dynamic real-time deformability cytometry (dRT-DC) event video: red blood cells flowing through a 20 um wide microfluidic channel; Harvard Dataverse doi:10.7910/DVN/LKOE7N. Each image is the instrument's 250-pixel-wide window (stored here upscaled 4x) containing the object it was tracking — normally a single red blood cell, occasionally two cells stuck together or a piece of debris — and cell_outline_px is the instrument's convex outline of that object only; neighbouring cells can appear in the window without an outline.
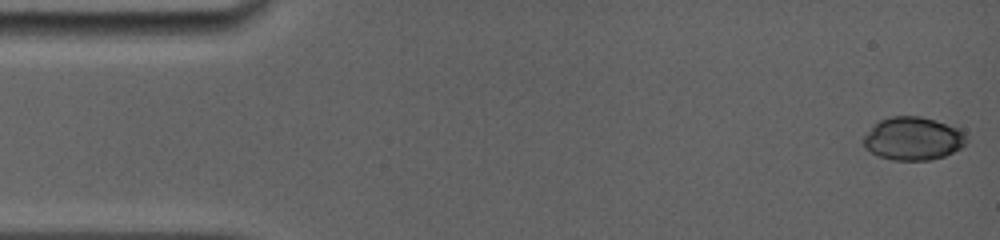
{"species": "common noctule bat (a hibernating species)", "species_latin": "Nyctalus noctula", "temperature_condition": "room temperature", "stored_images_in_passage": 6, "camera_frame_rate_fps": 5000, "um_per_image_px": 0.085, "animal": {"sex": "female", "body_mass_g": 19.0, "forearm_length_mm": 56.7}, "frame": {"image": 1, "passage_image": 1, "time_ms": 0.0, "image_size_px": [1000, 240], "cell_outline_px": [[968, 140], [960, 148], [944, 156], [932, 160], [892, 160], [880, 156], [864, 148], [864, 136], [880, 120], [888, 116], [920, 116], [936, 120], [960, 128], [964, 132]], "centroid_in_image_um": [77.64, 11.77], "position_along_channel_um": 7.4, "area_um2": 25.84}}
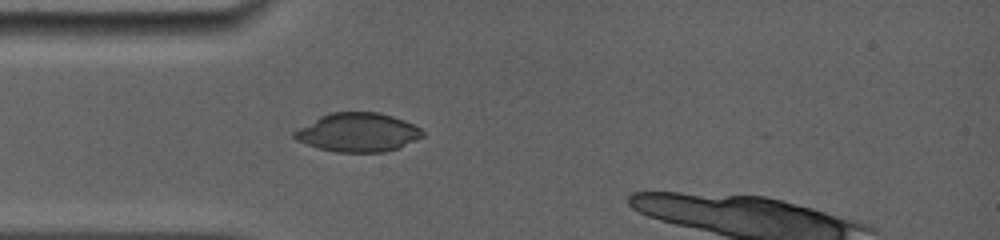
{"frame": {"image": 2, "passage_image": 5, "time_ms": 4.2, "image_size_px": [1000, 240], "cell_outline_px": [[424, 136], [400, 148], [384, 152], [336, 152], [320, 148], [296, 140], [292, 136], [292, 132], [320, 116], [332, 112], [380, 112], [404, 120], [420, 128], [424, 132]], "centroid_in_image_um": [30.44, 11.25], "position_along_channel_um": 54.6, "area_um2": 28.96}}
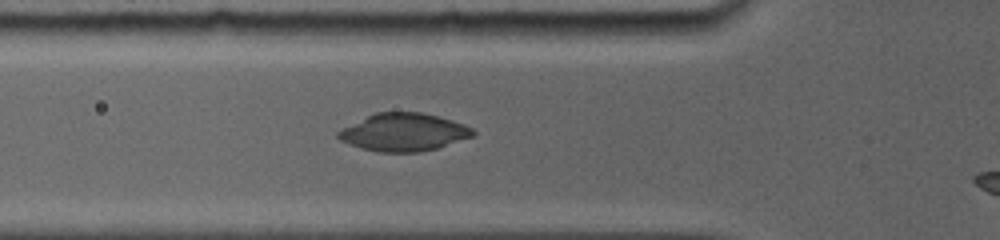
{"frame": {"image": 3, "passage_image": 6, "time_ms": 5.2, "image_size_px": [1000, 240], "cell_outline_px": [[476, 136], [436, 148], [420, 152], [380, 152], [360, 148], [340, 140], [336, 136], [336, 132], [376, 112], [420, 112], [452, 120], [464, 124], [472, 128], [476, 132]], "centroid_in_image_um": [34.35, 11.25], "position_along_channel_um": 91.5, "area_um2": 29.48}}